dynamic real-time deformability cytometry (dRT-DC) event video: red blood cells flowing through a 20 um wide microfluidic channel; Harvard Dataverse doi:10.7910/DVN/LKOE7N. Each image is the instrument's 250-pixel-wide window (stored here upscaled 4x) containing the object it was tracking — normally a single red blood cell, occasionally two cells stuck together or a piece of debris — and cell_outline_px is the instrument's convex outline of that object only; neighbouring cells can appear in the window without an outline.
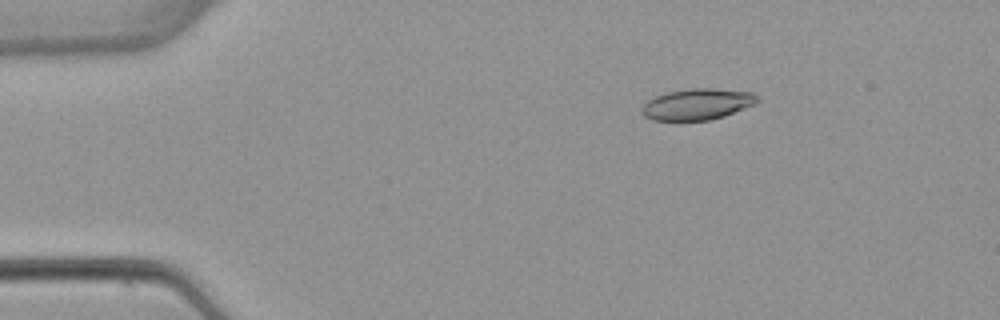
{"species": "common noctule bat (a hibernating species)", "species_latin": "Nyctalus noctula", "temperature_condition": "warm", "stored_images_in_passage": 5, "camera_frame_rate_fps": 3000, "um_per_image_px": 0.085, "animal": {"sex": "female", "body_mass_g": 22.7, "forearm_length_mm": 54.2}, "frame": {"image": 1, "passage_image": 3, "time_ms": 2.333, "image_size_px": [1000, 320], "cell_outline_px": [[760, 100], [756, 104], [724, 116], [708, 120], [652, 120], [644, 116], [640, 112], [640, 108], [648, 100], [656, 96], [668, 92], [692, 88], [712, 88], [752, 92]], "centroid_in_image_um": [59.26, 8.86], "position_along_channel_um": 25.7, "area_um2": 20.98}}